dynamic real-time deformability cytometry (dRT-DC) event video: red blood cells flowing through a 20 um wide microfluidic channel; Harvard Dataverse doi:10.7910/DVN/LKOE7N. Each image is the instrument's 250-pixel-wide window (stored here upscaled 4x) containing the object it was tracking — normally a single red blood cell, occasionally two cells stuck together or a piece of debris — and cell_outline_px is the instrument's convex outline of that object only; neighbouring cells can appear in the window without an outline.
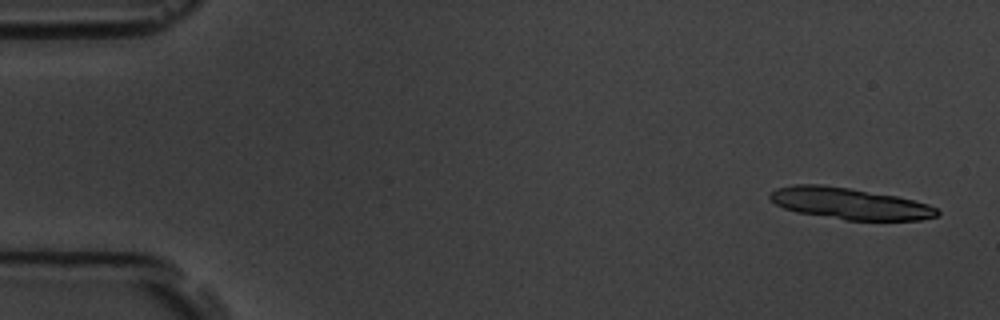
{"species": "common noctule bat (a hibernating species)", "species_latin": "Nyctalus noctula", "temperature_condition": "room temperature", "stored_images_in_passage": 5, "camera_frame_rate_fps": 3000, "um_per_image_px": 0.085, "animal": {"sex": "male", "body_mass_g": 19.5, "forearm_length_mm": 54.6}, "frame": {"image": 1, "passage_image": 1, "time_ms": 0.0, "image_size_px": [1000, 320], "cell_outline_px": [[940, 212], [936, 216], [920, 220], [844, 220], [796, 212], [784, 208], [776, 204], [768, 196], [776, 188], [792, 184], [824, 184], [896, 196], [928, 204], [936, 208]], "centroid_in_image_um": [72.18, 17.3], "position_along_channel_um": 12.8, "area_um2": 30.58}}